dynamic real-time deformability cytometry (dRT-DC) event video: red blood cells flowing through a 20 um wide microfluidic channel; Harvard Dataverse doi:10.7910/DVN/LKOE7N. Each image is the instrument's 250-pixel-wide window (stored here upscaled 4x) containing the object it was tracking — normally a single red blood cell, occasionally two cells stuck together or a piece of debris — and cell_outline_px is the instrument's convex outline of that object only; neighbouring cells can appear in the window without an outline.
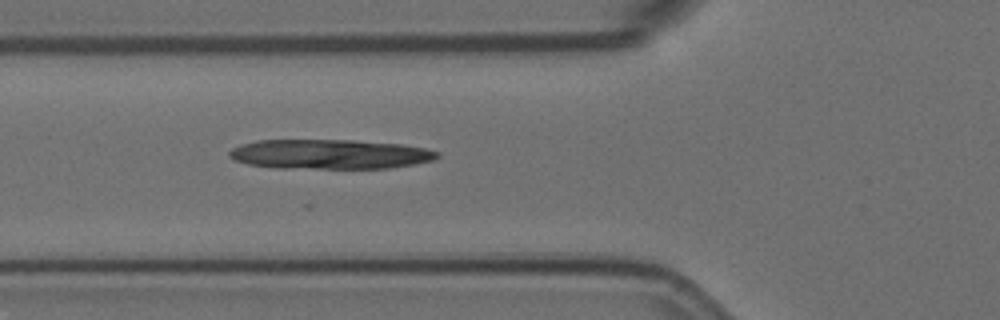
{"species": "Egyptian fruit bat (a non-hibernating species)", "species_latin": "Rousettus aegyptiacus", "temperature_condition": "room temperature", "stored_images_in_passage": 6, "camera_frame_rate_fps": 3000, "um_per_image_px": 0.085, "animal": {"sex": "female"}, "frame": {"image": 1, "passage_image": 6, "time_ms": 1.667, "image_size_px": [1000, 320], "cell_outline_px": [[440, 156], [432, 160], [416, 164], [392, 168], [272, 168], [248, 164], [236, 160], [228, 156], [228, 152], [232, 148], [240, 144], [256, 140], [352, 140], [400, 144], [424, 148], [440, 152]], "centroid_in_image_um": [28.01, 13.11], "position_along_channel_um": 97.8, "area_um2": 36.07}}